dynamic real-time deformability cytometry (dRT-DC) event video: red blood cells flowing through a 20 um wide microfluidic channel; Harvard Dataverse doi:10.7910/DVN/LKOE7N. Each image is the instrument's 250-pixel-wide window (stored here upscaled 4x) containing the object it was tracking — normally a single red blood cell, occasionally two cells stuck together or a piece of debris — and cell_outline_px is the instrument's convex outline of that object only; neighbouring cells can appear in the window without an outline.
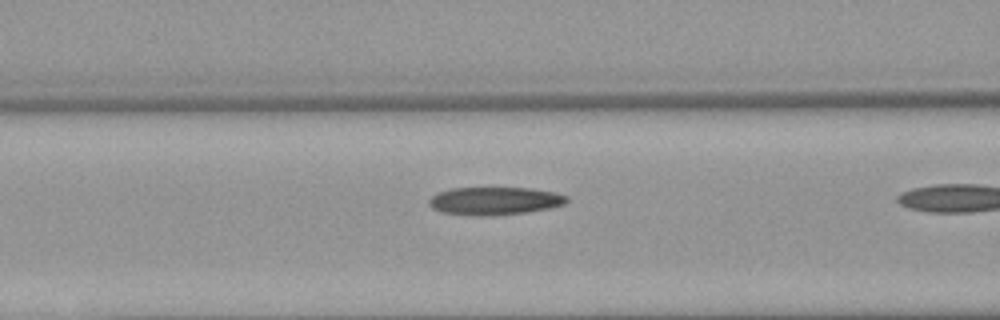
{"species": "Egyptian fruit bat (a non-hibernating species)", "species_latin": "Rousettus aegyptiacus", "temperature_condition": "warm", "stored_images_in_passage": 5, "camera_frame_rate_fps": 3000, "um_per_image_px": 0.085, "animal": {"sex": "female"}, "frame": {"image": 1, "passage_image": 5, "time_ms": 6.0, "image_size_px": [1000, 320], "cell_outline_px": [[568, 200], [564, 204], [548, 208], [528, 212], [492, 216], [476, 216], [440, 212], [432, 208], [428, 204], [428, 200], [436, 192], [452, 188], [532, 188], [556, 192], [568, 196]], "centroid_in_image_um": [42.02, 17.08], "position_along_channel_um": 124.6, "area_um2": 22.66}}